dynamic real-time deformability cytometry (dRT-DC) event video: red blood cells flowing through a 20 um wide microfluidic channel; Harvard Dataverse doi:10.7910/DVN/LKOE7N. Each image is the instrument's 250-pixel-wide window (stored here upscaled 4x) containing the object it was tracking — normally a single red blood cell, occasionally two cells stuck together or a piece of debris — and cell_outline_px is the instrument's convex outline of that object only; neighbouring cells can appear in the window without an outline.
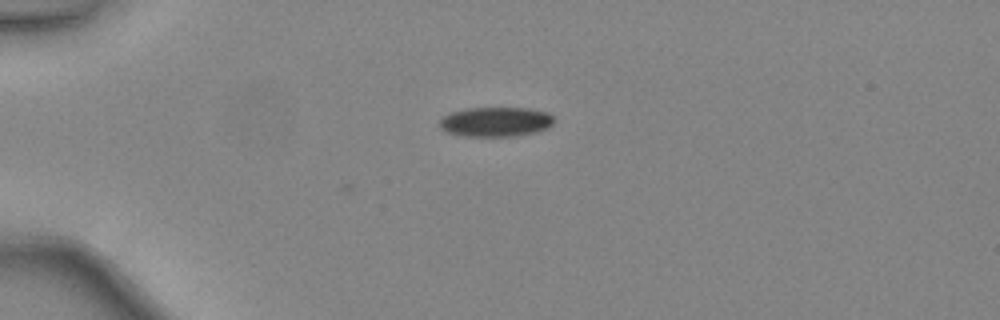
{"species": "common noctule bat (a hibernating species)", "species_latin": "Nyctalus noctula", "temperature_condition": "warm", "stored_images_in_passage": 3, "camera_frame_rate_fps": 3000, "um_per_image_px": 0.085, "animal": {"sex": "female", "body_mass_g": 24.6, "forearm_length_mm": 56.2}, "frame": {"image": 1, "passage_image": 1, "time_ms": 0.0, "image_size_px": [1000, 320], "cell_outline_px": [[556, 120], [548, 128], [536, 132], [512, 136], [464, 136], [444, 132], [440, 128], [440, 120], [444, 116], [452, 112], [464, 108], [528, 108], [548, 112]], "centroid_in_image_um": [42.14, 10.35], "position_along_channel_um": 42.9, "area_um2": 19.88}}